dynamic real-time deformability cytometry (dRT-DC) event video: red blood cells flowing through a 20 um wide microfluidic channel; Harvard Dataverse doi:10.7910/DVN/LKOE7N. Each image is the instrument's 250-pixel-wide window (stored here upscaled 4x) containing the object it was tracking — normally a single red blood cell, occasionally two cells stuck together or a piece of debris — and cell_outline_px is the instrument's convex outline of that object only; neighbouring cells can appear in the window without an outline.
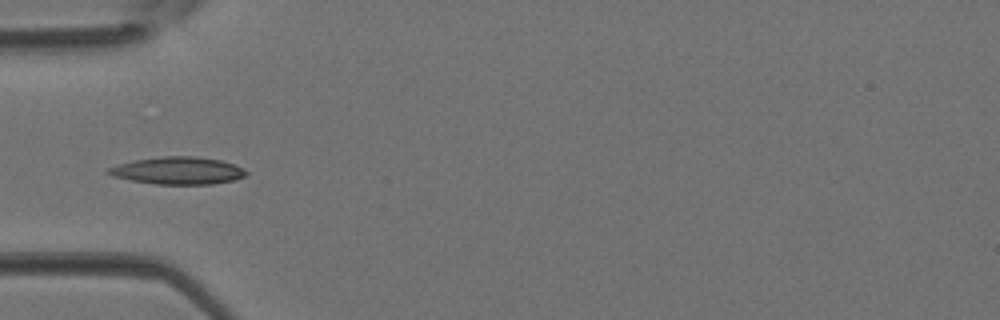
{"species": "Egyptian fruit bat (a non-hibernating species)", "species_latin": "Rousettus aegyptiacus", "temperature_condition": "room temperature", "stored_images_in_passage": 3, "camera_frame_rate_fps": 3000, "um_per_image_px": 0.085, "animal": {"sex": "female"}, "frame": {"image": 1, "passage_image": 3, "time_ms": 0.667, "image_size_px": [1000, 320], "cell_outline_px": [[248, 172], [244, 176], [232, 180], [212, 184], [156, 184], [132, 180], [112, 176], [104, 172], [108, 168], [116, 164], [132, 160], [160, 156], [196, 156], [220, 160], [236, 164], [244, 168]], "centroid_in_image_um": [15.09, 14.49], "position_along_channel_um": 69.9, "area_um2": 22.14}}